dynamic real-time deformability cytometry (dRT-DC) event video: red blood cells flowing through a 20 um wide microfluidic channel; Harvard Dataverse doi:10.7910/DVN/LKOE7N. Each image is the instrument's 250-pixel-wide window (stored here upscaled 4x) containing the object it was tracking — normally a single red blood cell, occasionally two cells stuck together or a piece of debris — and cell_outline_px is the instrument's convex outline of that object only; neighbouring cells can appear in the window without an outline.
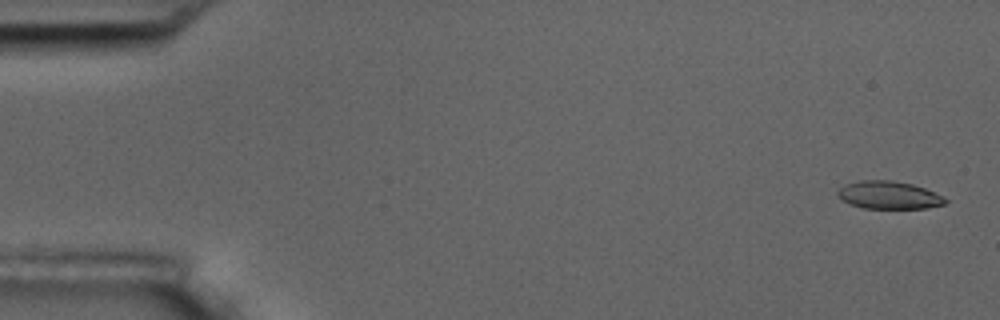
{"species": "common noctule bat (a hibernating species)", "species_latin": "Nyctalus noctula", "temperature_condition": "room temperature", "stored_images_in_passage": 6, "segment_of_instrument_passage": [1, 2], "camera_frame_rate_fps": 3000, "um_per_image_px": 0.085, "animal": {"sex": "male", "body_mass_g": 17.5, "forearm_length_mm": 52.3}, "frame": {"image": 1, "passage_image": 1, "time_ms": 0.0, "image_size_px": [1000, 320], "cell_outline_px": [[948, 200], [944, 204], [928, 208], [864, 208], [848, 204], [836, 192], [840, 188], [848, 184], [860, 180], [892, 180], [912, 184], [924, 188]], "centroid_in_image_um": [75.54, 16.58], "position_along_channel_um": 9.5, "area_um2": 17.11}}